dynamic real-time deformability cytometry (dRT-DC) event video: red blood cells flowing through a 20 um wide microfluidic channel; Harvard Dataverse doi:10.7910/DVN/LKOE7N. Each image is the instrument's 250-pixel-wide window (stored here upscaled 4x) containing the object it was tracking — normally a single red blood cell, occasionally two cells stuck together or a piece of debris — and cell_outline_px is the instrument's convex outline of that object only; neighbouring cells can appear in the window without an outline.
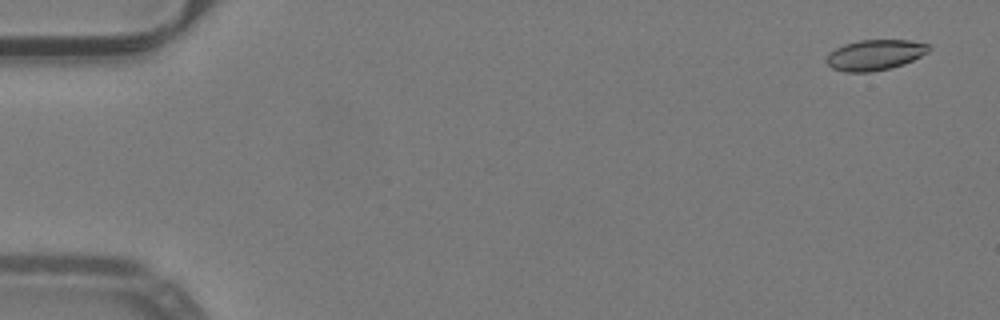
{"species": "common noctule bat (a hibernating species)", "species_latin": "Nyctalus noctula", "temperature_condition": "warm", "stored_images_in_passage": 52, "camera_frame_rate_fps": 3000, "um_per_image_px": 0.085, "animal": {"sex": "male", "body_mass_g": 19.2, "forearm_length_mm": 51.8}, "frame": {"image": 1, "passage_image": 2, "time_ms": 0.333, "image_size_px": [1000, 320], "cell_outline_px": [[932, 48], [928, 52], [904, 64], [872, 72], [844, 72], [832, 68], [824, 60], [828, 52], [844, 44], [860, 40], [908, 40], [928, 44]], "centroid_in_image_um": [74.33, 4.67], "position_along_channel_um": 10.7, "area_um2": 18.26}}
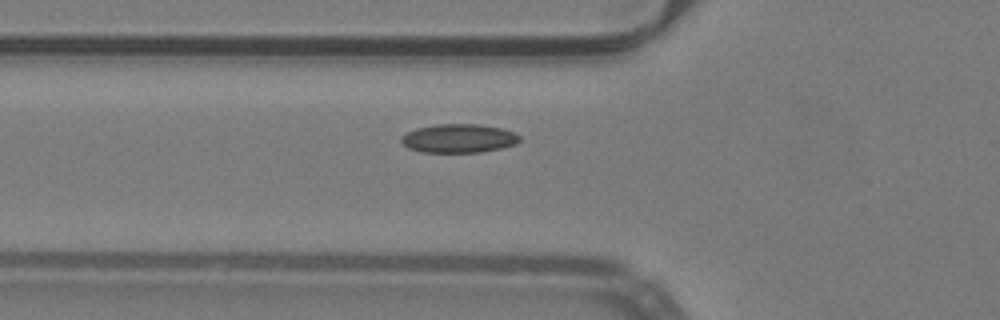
{"frame": {"image": 2, "passage_image": 19, "time_ms": 6.0, "image_size_px": [1000, 320], "cell_outline_px": [[520, 140], [516, 144], [500, 148], [480, 152], [420, 152], [408, 148], [400, 140], [400, 136], [416, 128], [436, 124], [480, 124], [500, 128], [512, 132], [520, 136]], "centroid_in_image_um": [38.96, 11.76], "position_along_channel_um": 86.8, "area_um2": 19.77}}
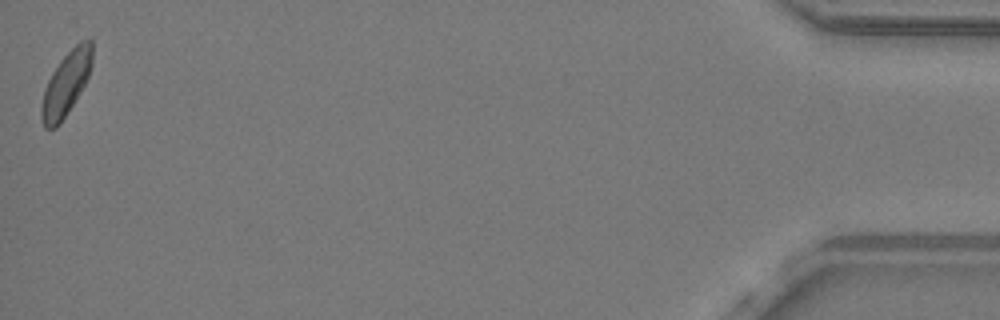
{"frame": {"image": 3, "passage_image": 52, "time_ms": 17.0, "image_size_px": [1000, 320], "cell_outline_px": [[92, 64], [88, 76], [80, 92], [56, 128], [44, 128], [40, 116], [40, 108], [44, 88], [52, 72], [60, 60], [80, 40], [92, 40]], "centroid_in_image_um": [5.59, 7.11], "position_along_channel_um": 429.6, "area_um2": 18.61}, "authors_computed_cell_mechanics": {"area_um2": 18.9584, "velocity_mm_per_s": 3.986, "shape_relaxation_time_tau1_ms": null, "shape_relaxation_time_tau2_ms": 3.7812, "deformation_change_tau1": null, "deformation_change_tau2": 0.0815}}